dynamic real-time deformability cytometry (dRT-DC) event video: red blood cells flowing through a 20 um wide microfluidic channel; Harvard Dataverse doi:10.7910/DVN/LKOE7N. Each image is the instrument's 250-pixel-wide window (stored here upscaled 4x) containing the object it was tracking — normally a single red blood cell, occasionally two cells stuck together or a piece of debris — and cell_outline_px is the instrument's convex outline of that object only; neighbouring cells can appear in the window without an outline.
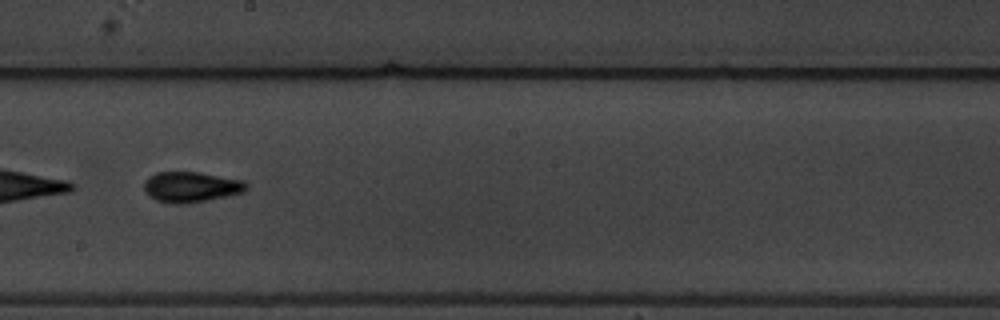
{"species": "common noctule bat (a hibernating species)", "species_latin": "Nyctalus noctula", "temperature_condition": "warm", "stored_images_in_passage": 52, "segment_of_instrument_passage": [2, 2], "camera_frame_rate_fps": 3000, "um_per_image_px": 0.085, "animal": {"sex": "male", "body_mass_g": 19.5, "forearm_length_mm": 54.6}, "frame": {"image": 1, "passage_image": 26, "time_ms": 8.333, "image_size_px": [1000, 320], "cell_outline_px": [[248, 188], [244, 192], [184, 204], [172, 204], [156, 200], [144, 188], [144, 180], [148, 176], [156, 172], [196, 172], [244, 180], [248, 184]], "centroid_in_image_um": [16.24, 15.88], "position_along_channel_um": 232.0, "area_um2": 17.98}}
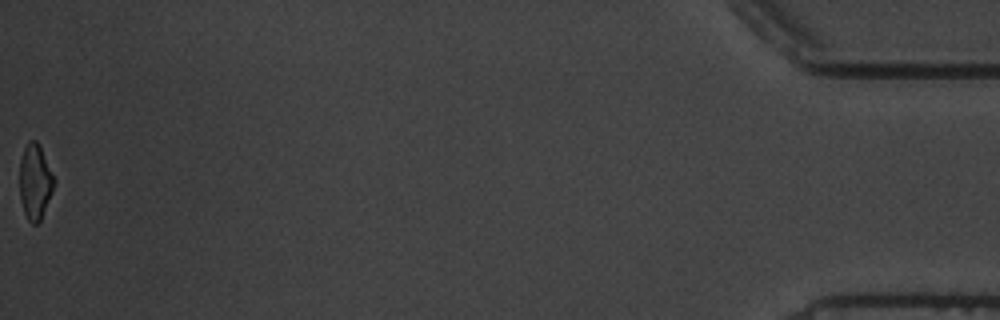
{"frame": {"image": 2, "passage_image": 52, "time_ms": 17.0, "image_size_px": [1000, 320], "cell_outline_px": [[56, 180], [52, 192], [40, 220], [36, 224], [32, 224], [28, 220], [24, 212], [20, 200], [20, 160], [24, 148], [28, 140], [36, 140], [40, 144]], "centroid_in_image_um": [2.99, 15.41], "position_along_channel_um": 432.2, "area_um2": 15.2}}